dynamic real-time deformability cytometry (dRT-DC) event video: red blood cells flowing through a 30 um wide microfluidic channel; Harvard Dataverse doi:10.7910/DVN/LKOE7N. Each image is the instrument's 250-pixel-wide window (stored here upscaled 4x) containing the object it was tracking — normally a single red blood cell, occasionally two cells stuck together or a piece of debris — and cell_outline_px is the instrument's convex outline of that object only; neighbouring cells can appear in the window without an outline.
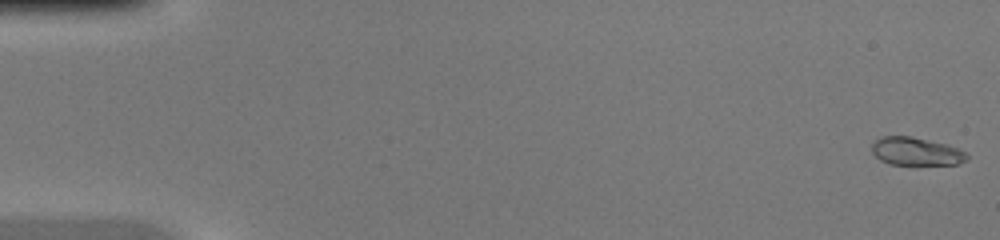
{"species": "common noctule bat (a hibernating species)", "species_latin": "Nyctalus noctula", "temperature_condition": "warm", "stored_images_in_passage": 46, "camera_frame_rate_fps": 3000, "um_per_image_px": 0.085, "animal": {"sex": "female", "body_mass_g": 20.0, "forearm_length_mm": 54.0}, "frame": {"image": 1, "passage_image": 1, "time_ms": 0.0, "image_size_px": [1000, 240], "cell_outline_px": [[968, 160], [956, 164], [888, 164], [880, 160], [872, 152], [872, 144], [880, 136], [912, 136], [948, 144], [964, 152], [968, 156]], "centroid_in_image_um": [77.85, 12.86], "position_along_channel_um": 7.2, "area_um2": 15.49}}
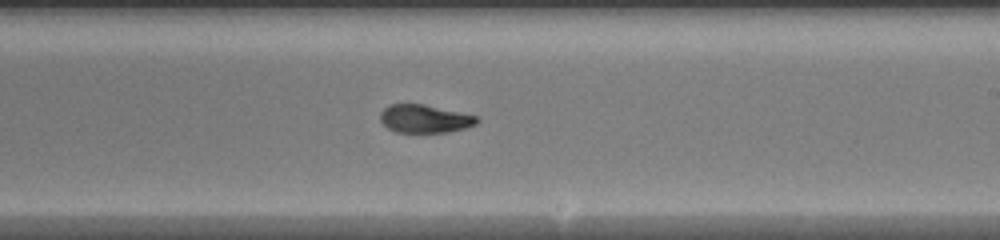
{"frame": {"image": 2, "passage_image": 28, "time_ms": 9.0, "image_size_px": [1000, 240], "cell_outline_px": [[480, 120], [476, 124], [464, 128], [448, 132], [396, 132], [388, 128], [380, 120], [380, 112], [388, 104], [424, 104], [480, 116]], "centroid_in_image_um": [36.12, 10.08], "position_along_channel_um": 252.9, "area_um2": 15.95}}
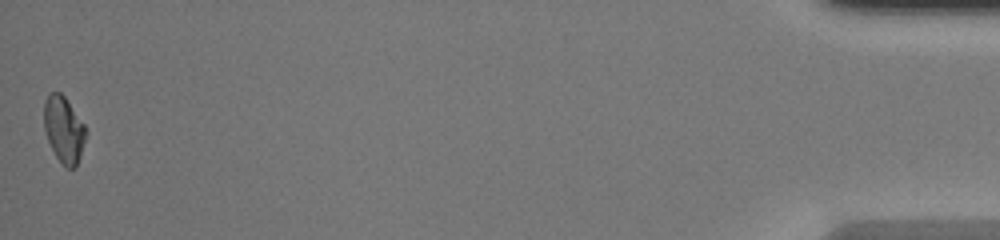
{"frame": {"image": 3, "passage_image": 46, "time_ms": 15.0, "image_size_px": [1000, 240], "cell_outline_px": [[84, 140], [80, 156], [76, 168], [64, 168], [56, 156], [48, 140], [44, 128], [44, 100], [48, 92], [60, 92], [64, 96], [84, 124]], "centroid_in_image_um": [5.39, 11.0], "position_along_channel_um": 429.8, "area_um2": 15.95}}